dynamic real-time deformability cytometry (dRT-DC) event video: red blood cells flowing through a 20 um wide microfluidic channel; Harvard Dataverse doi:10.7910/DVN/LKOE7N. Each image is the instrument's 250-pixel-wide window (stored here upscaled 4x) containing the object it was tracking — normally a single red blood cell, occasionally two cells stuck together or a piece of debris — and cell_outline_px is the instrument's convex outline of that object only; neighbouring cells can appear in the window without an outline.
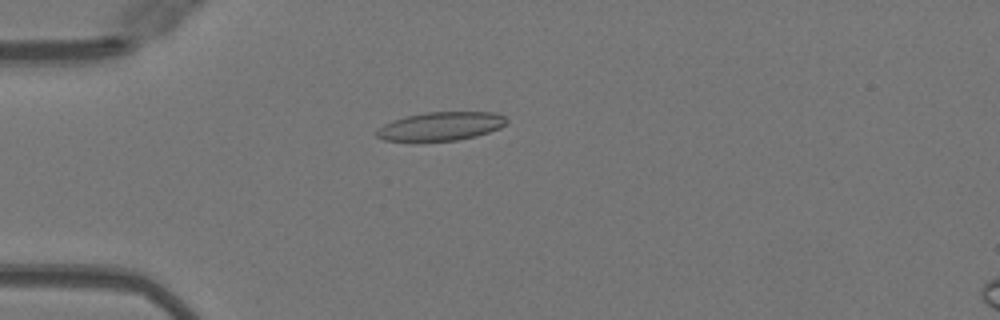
{"species": "Egyptian fruit bat (a non-hibernating species)", "species_latin": "Rousettus aegyptiacus", "temperature_condition": "warm", "stored_images_in_passage": 41, "camera_frame_rate_fps": 3000, "um_per_image_px": 0.085, "animal": {"sex": "female"}, "frame": {"image": 1, "passage_image": 5, "time_ms": 1.333, "image_size_px": [1000, 320], "cell_outline_px": [[508, 124], [500, 128], [476, 136], [456, 140], [384, 140], [376, 136], [376, 132], [384, 124], [392, 120], [404, 116], [424, 112], [496, 112], [504, 116], [508, 120]], "centroid_in_image_um": [37.51, 10.71], "position_along_channel_um": 47.5, "area_um2": 21.5}}
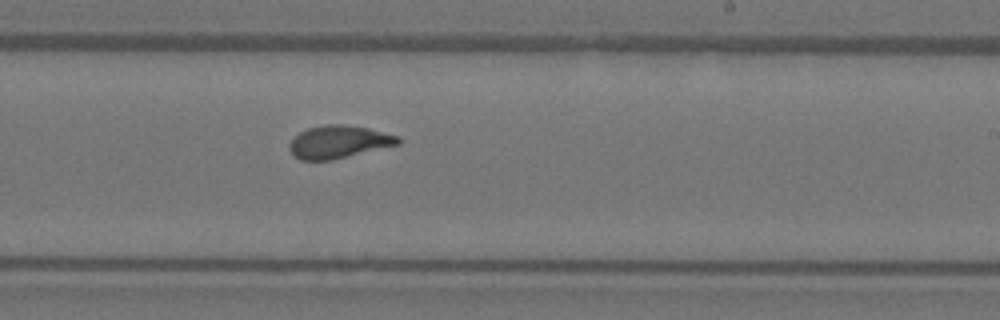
{"frame": {"image": 2, "passage_image": 22, "time_ms": 7.0, "image_size_px": [1000, 320], "cell_outline_px": [[404, 140], [400, 144], [332, 160], [300, 160], [288, 148], [288, 144], [300, 132], [308, 128], [324, 124], [340, 124], [368, 128], [400, 136]], "centroid_in_image_um": [28.83, 12.06], "position_along_channel_um": 260.2, "area_um2": 20.75}}
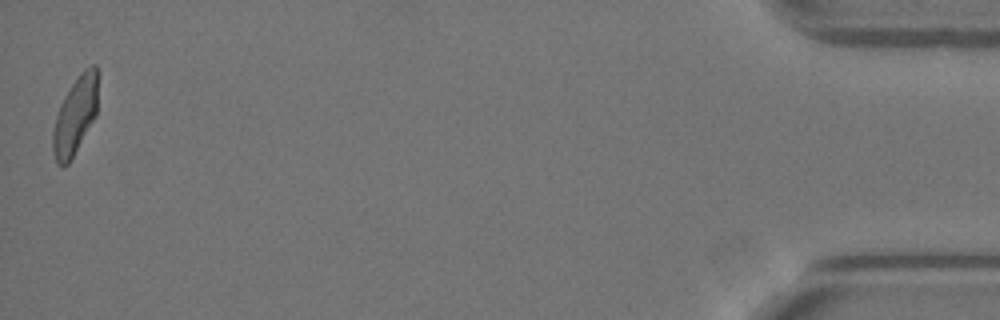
{"frame": {"image": 3, "passage_image": 41, "time_ms": 13.333, "image_size_px": [1000, 320], "cell_outline_px": [[96, 116], [68, 164], [64, 168], [56, 164], [52, 148], [52, 132], [56, 116], [60, 104], [64, 96], [80, 72], [84, 68], [92, 64], [96, 64]], "centroid_in_image_um": [6.36, 9.86], "position_along_channel_um": 428.8, "area_um2": 20.17}, "authors_computed_cell_mechanics": {"area_um2": 20.808, "velocity_mm_per_s": 4.0694, "shape_relaxation_time_tau1_ms": 9.3362, "shape_relaxation_time_tau2_ms": 0.9822, "deformation_change_tau1": 0.2667, "deformation_change_tau2": 0.073}}